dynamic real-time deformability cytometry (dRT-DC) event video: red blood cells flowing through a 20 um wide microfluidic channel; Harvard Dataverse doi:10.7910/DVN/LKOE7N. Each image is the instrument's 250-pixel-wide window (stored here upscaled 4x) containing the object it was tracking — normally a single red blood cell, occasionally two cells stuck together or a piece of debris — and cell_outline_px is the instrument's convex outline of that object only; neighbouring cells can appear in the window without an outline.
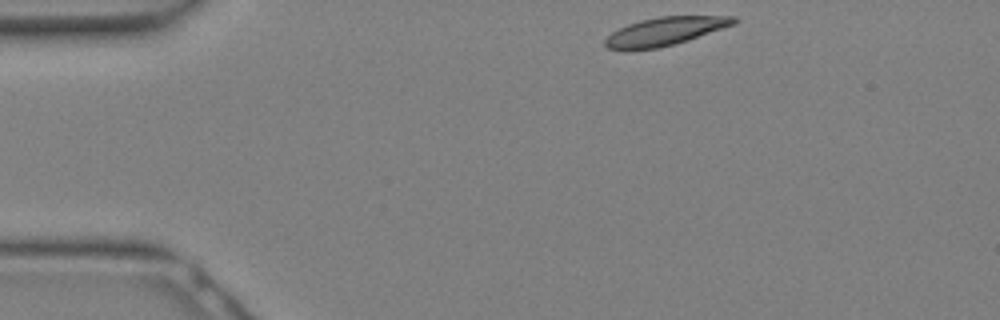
{"species": "Egyptian fruit bat (a non-hibernating species)", "species_latin": "Rousettus aegyptiacus", "temperature_condition": "warm", "stored_images_in_passage": 9, "camera_frame_rate_fps": 3000, "um_per_image_px": 0.085, "animal": {"sex": "female"}, "frame": {"image": 1, "passage_image": 1, "time_ms": 0.0, "image_size_px": [1000, 320], "cell_outline_px": [[740, 20], [736, 24], [688, 40], [656, 48], [624, 52], [608, 48], [604, 44], [604, 40], [612, 32], [628, 24], [640, 20], [660, 16], [736, 16]], "centroid_in_image_um": [56.51, 2.67], "position_along_channel_um": 28.5, "area_um2": 21.44}}
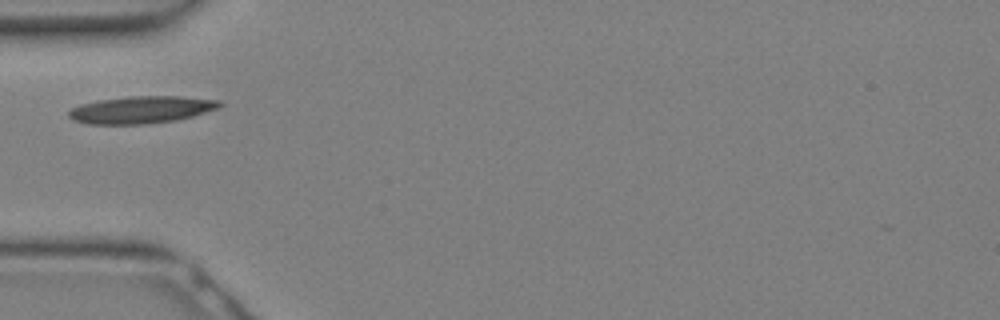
{"frame": {"image": 2, "passage_image": 6, "time_ms": 1.667, "image_size_px": [1000, 320], "cell_outline_px": [[224, 104], [216, 108], [192, 116], [176, 120], [148, 124], [88, 124], [72, 120], [68, 116], [68, 112], [72, 108], [80, 104], [100, 100], [128, 96], [180, 96], [220, 100]], "centroid_in_image_um": [11.99, 9.32], "position_along_channel_um": 73.0, "area_um2": 23.93}}
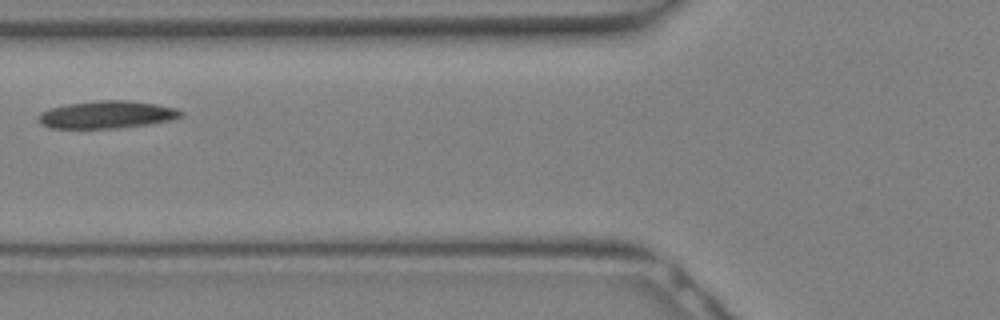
{"frame": {"image": 3, "passage_image": 8, "time_ms": 2.333, "image_size_px": [1000, 320], "cell_outline_px": [[184, 112], [180, 116], [172, 120], [152, 124], [116, 128], [48, 128], [40, 124], [40, 112], [48, 108], [68, 104], [96, 100], [128, 100], [156, 104], [176, 108]], "centroid_in_image_um": [9.09, 9.74], "position_along_channel_um": 116.7, "area_um2": 22.95}}